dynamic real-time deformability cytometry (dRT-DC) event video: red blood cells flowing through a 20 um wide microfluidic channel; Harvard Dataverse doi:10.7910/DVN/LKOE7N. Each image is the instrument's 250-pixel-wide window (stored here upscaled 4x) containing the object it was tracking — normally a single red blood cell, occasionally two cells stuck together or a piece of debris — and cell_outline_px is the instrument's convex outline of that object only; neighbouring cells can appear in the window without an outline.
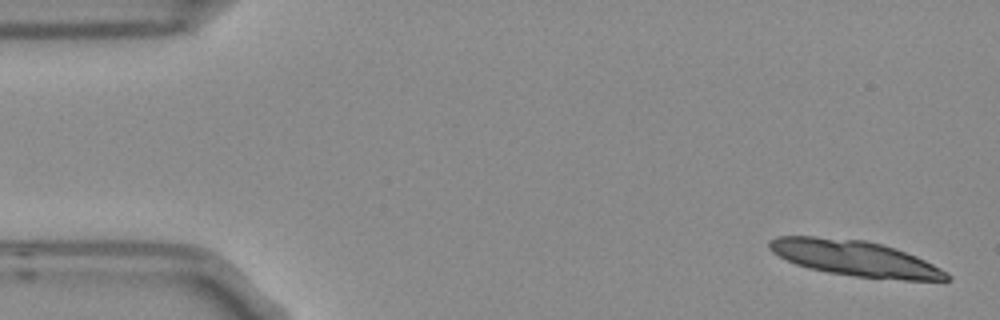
{"species": "Egyptian fruit bat (a non-hibernating species)", "species_latin": "Rousettus aegyptiacus", "temperature_condition": "room temperature", "stored_images_in_passage": 5, "segment_of_instrument_passage": [1, 2], "camera_frame_rate_fps": 3000, "um_per_image_px": 0.085, "frame": {"image": 1, "passage_image": 1, "time_ms": 0.0, "image_size_px": [1000, 320], "cell_outline_px": [[952, 280], [904, 280], [852, 276], [828, 272], [808, 268], [796, 264], [772, 252], [768, 248], [768, 240], [776, 236], [816, 236], [864, 240], [896, 248], [916, 256], [948, 272], [952, 276]], "centroid_in_image_um": [72.67, 21.95], "position_along_channel_um": 12.3, "area_um2": 36.82}}